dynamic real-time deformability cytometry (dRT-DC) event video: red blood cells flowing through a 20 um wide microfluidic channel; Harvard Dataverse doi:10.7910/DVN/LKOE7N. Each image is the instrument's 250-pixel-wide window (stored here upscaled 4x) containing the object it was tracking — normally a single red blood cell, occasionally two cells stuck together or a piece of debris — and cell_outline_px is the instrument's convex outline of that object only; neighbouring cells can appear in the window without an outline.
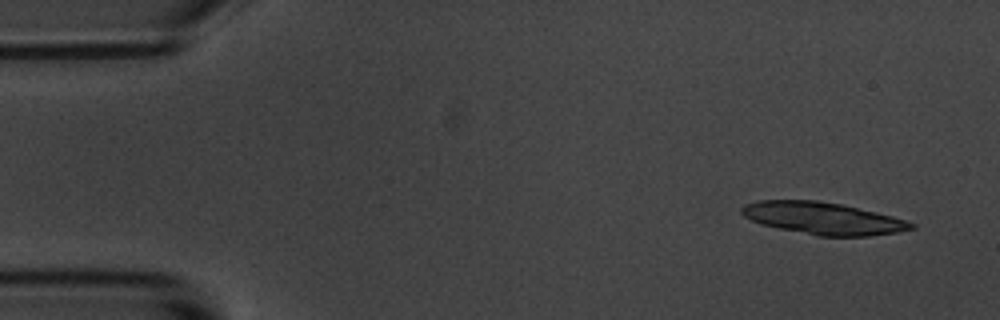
{"species": "common noctule bat (a hibernating species)", "species_latin": "Nyctalus noctula", "temperature_condition": "room temperature", "stored_images_in_passage": 5, "camera_frame_rate_fps": 3000, "um_per_image_px": 0.085, "animal": {"sex": "male", "body_mass_g": 20.1, "forearm_length_mm": 53.5}, "frame": {"image": 1, "passage_image": 1, "time_ms": 0.0, "image_size_px": [1000, 320], "cell_outline_px": [[916, 228], [896, 232], [868, 236], [820, 236], [780, 228], [764, 224], [752, 220], [744, 216], [740, 212], [740, 208], [744, 204], [756, 200], [816, 200], [840, 204], [876, 212], [892, 216], [916, 224]], "centroid_in_image_um": [69.94, 18.54], "position_along_channel_um": 15.1, "area_um2": 31.44}}